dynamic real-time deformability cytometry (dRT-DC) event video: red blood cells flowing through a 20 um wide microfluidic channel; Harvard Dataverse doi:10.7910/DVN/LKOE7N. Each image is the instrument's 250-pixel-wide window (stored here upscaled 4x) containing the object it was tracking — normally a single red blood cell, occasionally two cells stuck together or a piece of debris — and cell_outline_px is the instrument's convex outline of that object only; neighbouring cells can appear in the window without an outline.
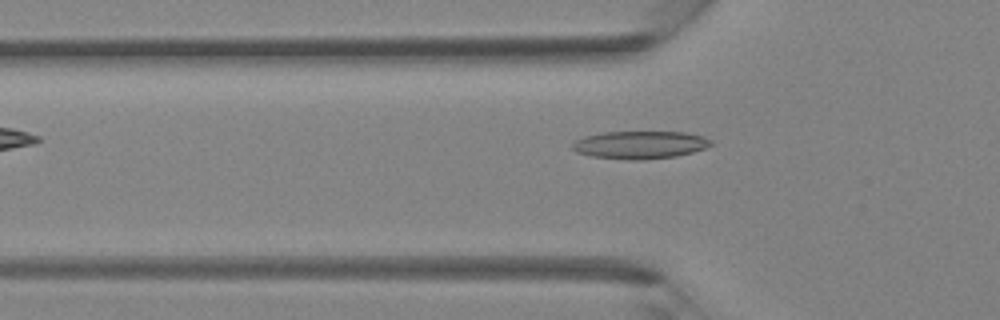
{"species": "Egyptian fruit bat (a non-hibernating species)", "species_latin": "Rousettus aegyptiacus", "temperature_condition": "room temperature", "stored_images_in_passage": 4, "camera_frame_rate_fps": 3000, "um_per_image_px": 0.085, "animal": {"sex": "female"}, "frame": {"image": 1, "passage_image": 3, "time_ms": 2.333, "image_size_px": [1000, 320], "cell_outline_px": [[712, 144], [704, 148], [692, 152], [676, 156], [636, 160], [632, 160], [592, 156], [576, 152], [572, 148], [572, 144], [576, 140], [584, 136], [604, 132], [684, 132], [704, 136], [712, 140]], "centroid_in_image_um": [54.4, 12.3], "position_along_channel_um": 71.4, "area_um2": 22.25}}
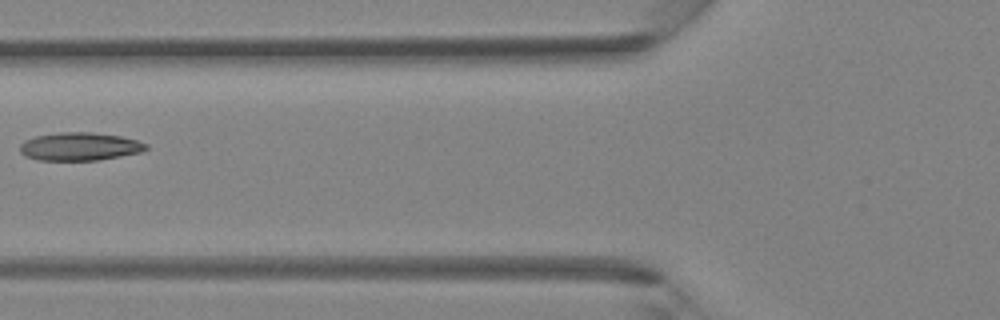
{"frame": {"image": 2, "passage_image": 4, "time_ms": 3.333, "image_size_px": [1000, 320], "cell_outline_px": [[148, 148], [140, 152], [100, 160], [36, 160], [24, 156], [20, 152], [20, 144], [24, 140], [36, 136], [60, 132], [92, 132], [120, 136], [136, 140], [148, 144]], "centroid_in_image_um": [6.75, 12.45], "position_along_channel_um": 119.1, "area_um2": 20.69}}